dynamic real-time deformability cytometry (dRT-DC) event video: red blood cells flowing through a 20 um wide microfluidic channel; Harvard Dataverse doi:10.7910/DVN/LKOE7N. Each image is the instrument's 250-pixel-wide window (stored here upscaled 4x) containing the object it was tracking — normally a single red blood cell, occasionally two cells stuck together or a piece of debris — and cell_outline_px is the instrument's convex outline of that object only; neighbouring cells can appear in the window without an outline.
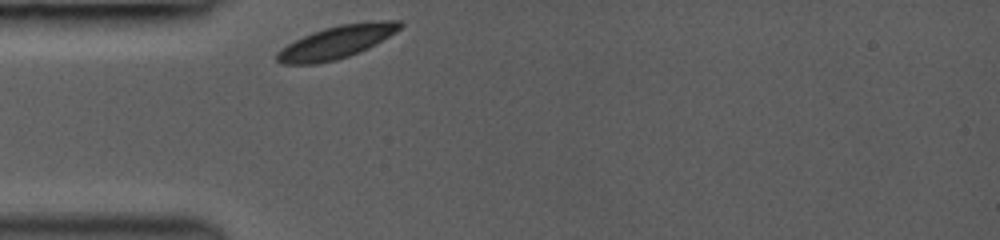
{"species": "common noctule bat (a hibernating species)", "species_latin": "Nyctalus noctula", "temperature_condition": "room temperature", "stored_images_in_passage": 6, "camera_frame_rate_fps": 3000, "um_per_image_px": 0.085, "animal": {"sex": "female", "body_mass_g": 19.0, "forearm_length_mm": 53.3}, "frame": {"image": 1, "passage_image": 1, "time_ms": 0.0, "image_size_px": [1000, 240], "cell_outline_px": [[404, 24], [400, 28], [376, 44], [360, 52], [336, 60], [316, 64], [280, 64], [276, 60], [276, 52], [280, 48], [312, 32], [324, 28], [340, 24], [384, 20], [400, 20]], "centroid_in_image_um": [28.58, 3.58], "position_along_channel_um": 56.4, "area_um2": 23.41}}
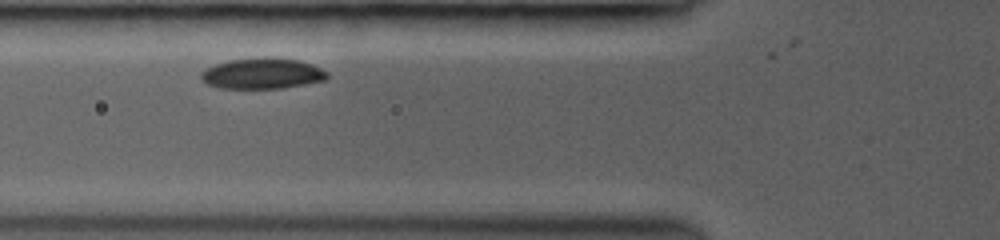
{"frame": {"image": 2, "passage_image": 4, "time_ms": 1.333, "image_size_px": [1000, 240], "cell_outline_px": [[328, 80], [284, 88], [220, 88], [208, 84], [200, 76], [200, 72], [216, 64], [228, 60], [264, 56], [276, 56], [300, 60], [312, 64], [328, 72]], "centroid_in_image_um": [22.36, 6.22], "position_along_channel_um": 103.4, "area_um2": 23.0}}